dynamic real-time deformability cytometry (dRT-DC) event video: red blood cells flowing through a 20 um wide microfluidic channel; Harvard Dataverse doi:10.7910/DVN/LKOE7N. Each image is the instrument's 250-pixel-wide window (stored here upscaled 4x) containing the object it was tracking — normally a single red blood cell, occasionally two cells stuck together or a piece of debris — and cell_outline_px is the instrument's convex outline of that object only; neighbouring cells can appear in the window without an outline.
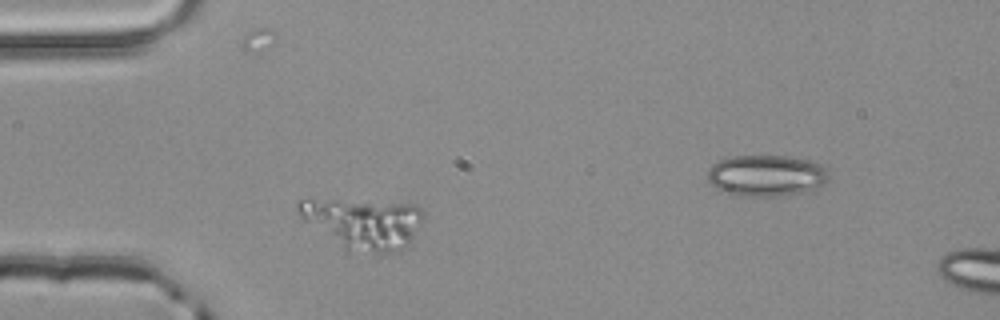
{"species": "common noctule bat (a hibernating species)", "species_latin": "Nyctalus noctula", "temperature_condition": "room temperature", "stored_images_in_passage": 3, "camera_frame_rate_fps": 3000, "um_per_image_px": 0.085, "animal": {"sex": "male", "body_mass_g": 20.4}, "frame": {"image": 1, "passage_image": 2, "time_ms": 0.333, "image_size_px": [1000, 320], "cell_outline_px": [[424, 216], [412, 240], [400, 252], [344, 252], [304, 220], [296, 212], [296, 204], [300, 200], [308, 196], [416, 204], [424, 212]], "centroid_in_image_um": [30.79, 18.94], "position_along_channel_um": 54.2, "area_um2": 38.38}}